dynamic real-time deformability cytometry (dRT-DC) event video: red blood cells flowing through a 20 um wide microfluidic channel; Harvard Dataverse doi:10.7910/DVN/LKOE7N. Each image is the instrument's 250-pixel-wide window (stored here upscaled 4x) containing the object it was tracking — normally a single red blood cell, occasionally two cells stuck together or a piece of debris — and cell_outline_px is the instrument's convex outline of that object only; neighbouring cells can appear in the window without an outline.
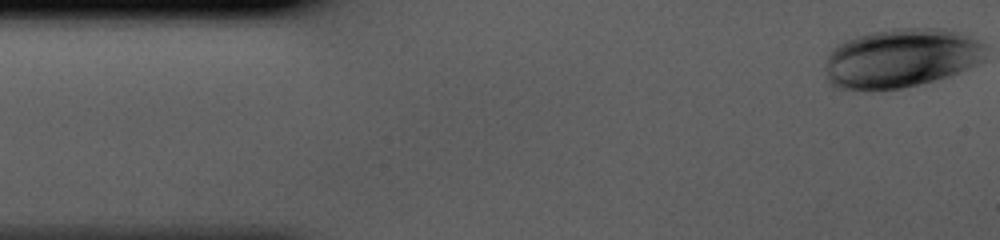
{"species": "human", "species_latin": "Homo sapiens", "temperature_condition": "cold", "stored_images_in_passage": 42, "camera_frame_rate_fps": 3000, "um_per_image_px": 0.085, "donor": {"sex": "male"}, "frame": {"image": 1, "passage_image": 1, "time_ms": 0.0, "image_size_px": [1000, 240], "cell_outline_px": [[984, 60], [960, 72], [948, 76], [920, 84], [900, 88], [832, 88], [828, 84], [824, 76], [824, 68], [828, 52], [836, 44], [856, 36], [872, 32], [892, 28], [944, 28], [968, 36], [984, 44]], "centroid_in_image_um": [76.53, 4.93], "position_along_channel_um": 8.5, "area_um2": 55.26}}
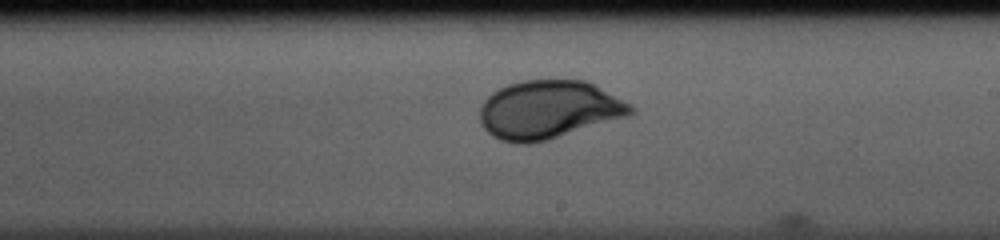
{"frame": {"image": 2, "passage_image": 24, "time_ms": 7.667, "image_size_px": [1000, 240], "cell_outline_px": [[636, 112], [628, 116], [548, 140], [528, 144], [516, 144], [500, 140], [492, 136], [484, 128], [480, 120], [480, 108], [484, 100], [492, 92], [508, 84], [524, 80], [584, 80], [596, 84], [632, 104], [636, 108]], "centroid_in_image_um": [46.66, 9.32], "position_along_channel_um": 242.3, "area_um2": 51.67}}
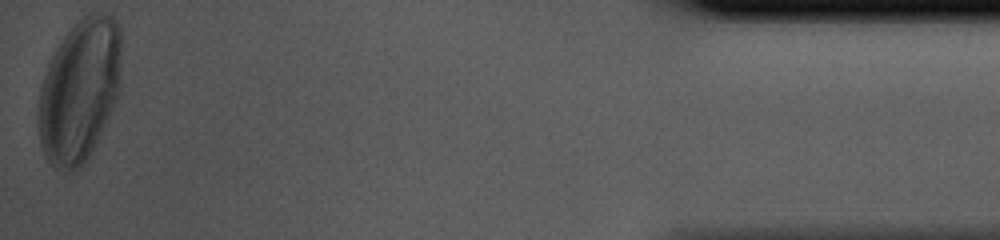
{"frame": {"image": 3, "passage_image": 42, "time_ms": 13.667, "image_size_px": [1000, 240], "cell_outline_px": [[124, 44], [120, 88], [116, 100], [84, 164], [76, 172], [68, 172], [56, 168], [48, 160], [40, 144], [40, 88], [48, 64], [56, 48], [64, 36], [84, 16], [92, 12], [108, 12], [116, 16], [120, 28]], "centroid_in_image_um": [6.83, 7.61], "position_along_channel_um": 428.4, "area_um2": 69.3}}